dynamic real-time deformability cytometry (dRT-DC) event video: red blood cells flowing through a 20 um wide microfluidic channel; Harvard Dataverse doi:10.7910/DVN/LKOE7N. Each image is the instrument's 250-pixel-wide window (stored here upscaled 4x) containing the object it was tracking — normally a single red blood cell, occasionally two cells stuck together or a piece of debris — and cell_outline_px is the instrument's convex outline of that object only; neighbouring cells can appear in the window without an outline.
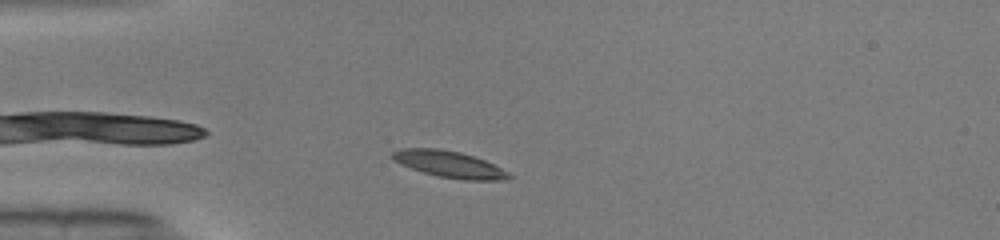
{"species": "common noctule bat (a hibernating species)", "species_latin": "Nyctalus noctula", "temperature_condition": "warm", "stored_images_in_passage": 42, "camera_frame_rate_fps": 3000, "um_per_image_px": 0.085, "animal": {"sex": "male", "body_mass_g": 19.0, "forearm_length_mm": 50.8}, "frame": {"image": 1, "passage_image": 6, "time_ms": 1.667, "image_size_px": [1000, 240], "cell_outline_px": [[512, 176], [500, 180], [464, 180], [436, 176], [400, 164], [392, 160], [388, 156], [392, 152], [400, 148], [440, 148], [460, 152], [476, 156], [508, 172]], "centroid_in_image_um": [38.12, 13.94], "position_along_channel_um": 46.9, "area_um2": 18.09}}
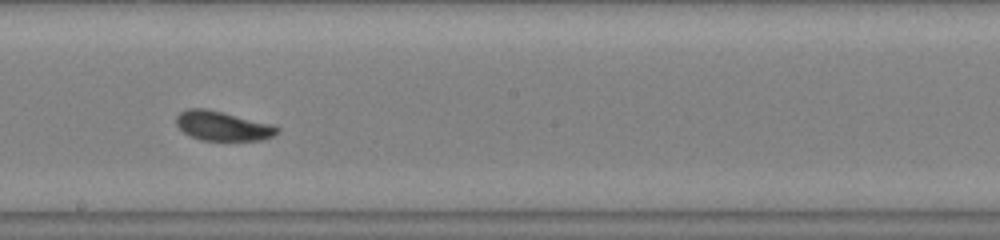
{"frame": {"image": 2, "passage_image": 21, "time_ms": 6.667, "image_size_px": [1000, 240], "cell_outline_px": [[280, 132], [264, 140], [200, 140], [184, 132], [176, 124], [176, 116], [180, 112], [188, 108], [204, 108], [272, 124], [280, 128]], "centroid_in_image_um": [18.93, 10.71], "position_along_channel_um": 229.3, "area_um2": 17.17}}
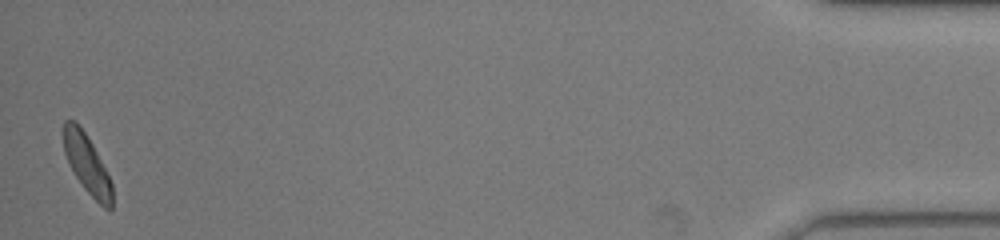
{"frame": {"image": 3, "passage_image": 42, "time_ms": 13.667, "image_size_px": [1000, 240], "cell_outline_px": [[112, 208], [108, 212], [84, 188], [68, 164], [64, 152], [64, 120], [72, 120], [84, 132], [92, 144], [112, 184]], "centroid_in_image_um": [7.39, 13.99], "position_along_channel_um": 427.8, "area_um2": 16.13}, "authors_computed_cell_mechanics": {"area_um2": 17.3689, "velocity_mm_per_s": 4.0517, "shape_relaxation_time_tau1_ms": 2.5541, "shape_relaxation_time_tau2_ms": 2.1048, "deformation_change_tau1": 0.1477, "deformation_change_tau2": 0.0562}}